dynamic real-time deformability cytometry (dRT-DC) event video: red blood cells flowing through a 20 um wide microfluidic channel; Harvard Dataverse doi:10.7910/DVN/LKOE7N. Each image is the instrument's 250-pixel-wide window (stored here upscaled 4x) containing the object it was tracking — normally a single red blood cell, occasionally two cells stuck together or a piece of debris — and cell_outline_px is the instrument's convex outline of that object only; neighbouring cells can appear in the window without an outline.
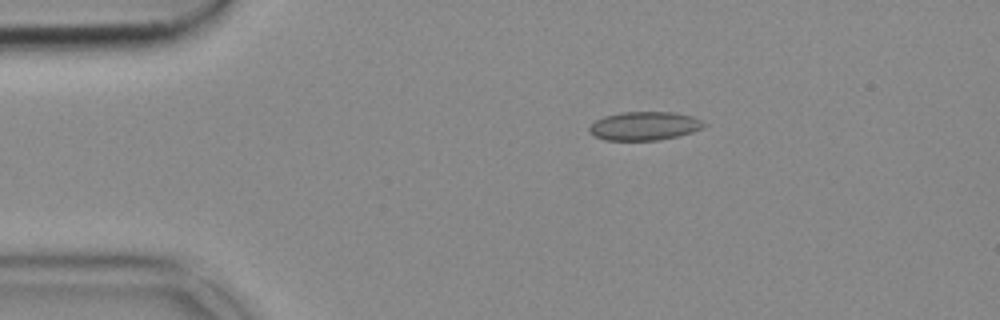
{"species": "common noctule bat (a hibernating species)", "species_latin": "Nyctalus noctula", "temperature_condition": "cold", "stored_images_in_passage": 44, "camera_frame_rate_fps": 3000, "um_per_image_px": 0.085, "animal": {"sex": "female", "body_mass_g": 18.4}, "frame": {"image": 1, "passage_image": 1, "time_ms": 0.0, "image_size_px": [1000, 320], "cell_outline_px": [[708, 124], [704, 128], [692, 132], [676, 136], [656, 140], [604, 140], [588, 132], [588, 128], [596, 120], [604, 116], [620, 112], [672, 112], [692, 116]], "centroid_in_image_um": [54.77, 10.7], "position_along_channel_um": 30.2, "area_um2": 19.07}}
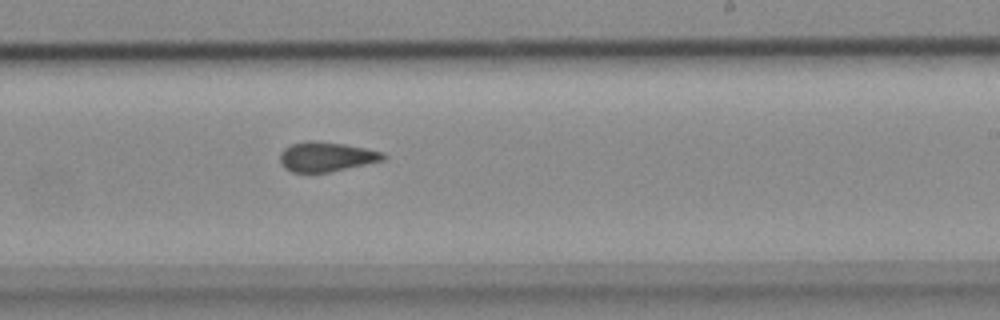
{"frame": {"image": 2, "passage_image": 23, "time_ms": 7.333, "image_size_px": [1000, 320], "cell_outline_px": [[388, 156], [384, 160], [328, 172], [292, 172], [284, 168], [280, 160], [280, 152], [284, 148], [292, 144], [308, 140], [316, 140], [344, 144], [384, 152]], "centroid_in_image_um": [27.73, 13.31], "position_along_channel_um": 261.3, "area_um2": 17.8}}
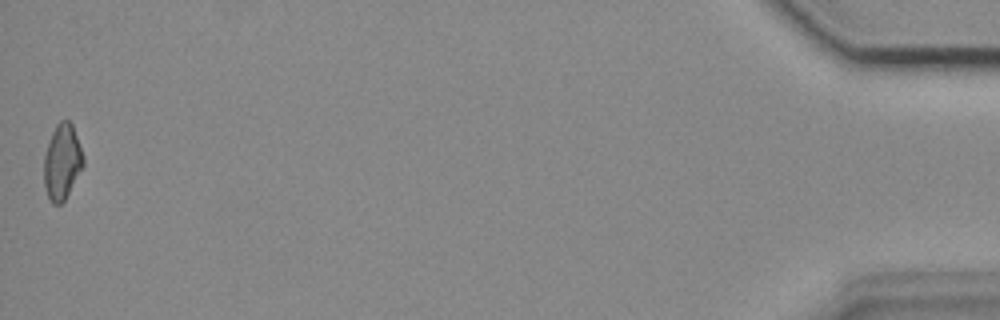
{"frame": {"image": 3, "passage_image": 44, "time_ms": 14.333, "image_size_px": [1000, 320], "cell_outline_px": [[84, 164], [64, 200], [60, 204], [52, 204], [48, 196], [44, 184], [44, 156], [52, 132], [56, 124], [60, 120], [68, 120], [72, 124], [84, 156]], "centroid_in_image_um": [5.28, 13.74], "position_along_channel_um": 429.9, "area_um2": 17.05}}